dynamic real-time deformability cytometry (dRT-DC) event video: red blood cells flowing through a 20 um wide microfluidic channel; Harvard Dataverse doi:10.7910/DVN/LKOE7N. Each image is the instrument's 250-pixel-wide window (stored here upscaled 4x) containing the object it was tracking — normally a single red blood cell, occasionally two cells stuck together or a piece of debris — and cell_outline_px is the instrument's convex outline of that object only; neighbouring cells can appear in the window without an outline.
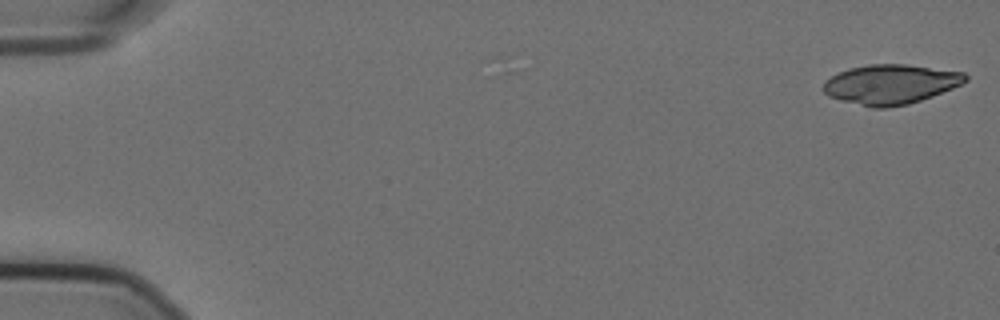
{"species": "Egyptian fruit bat (a non-hibernating species)", "species_latin": "Rousettus aegyptiacus", "temperature_condition": "cold", "stored_images_in_passage": 6, "camera_frame_rate_fps": 3000, "um_per_image_px": 0.085, "animal": {"sex": "female"}, "frame": {"image": 1, "passage_image": 1, "time_ms": 0.0, "image_size_px": [1000, 320], "cell_outline_px": [[968, 80], [952, 88], [932, 96], [908, 104], [888, 108], [872, 108], [840, 100], [828, 96], [820, 88], [824, 80], [848, 68], [868, 64], [904, 64], [964, 72], [968, 76]], "centroid_in_image_um": [75.65, 7.17], "position_along_channel_um": 9.3, "area_um2": 32.95}}